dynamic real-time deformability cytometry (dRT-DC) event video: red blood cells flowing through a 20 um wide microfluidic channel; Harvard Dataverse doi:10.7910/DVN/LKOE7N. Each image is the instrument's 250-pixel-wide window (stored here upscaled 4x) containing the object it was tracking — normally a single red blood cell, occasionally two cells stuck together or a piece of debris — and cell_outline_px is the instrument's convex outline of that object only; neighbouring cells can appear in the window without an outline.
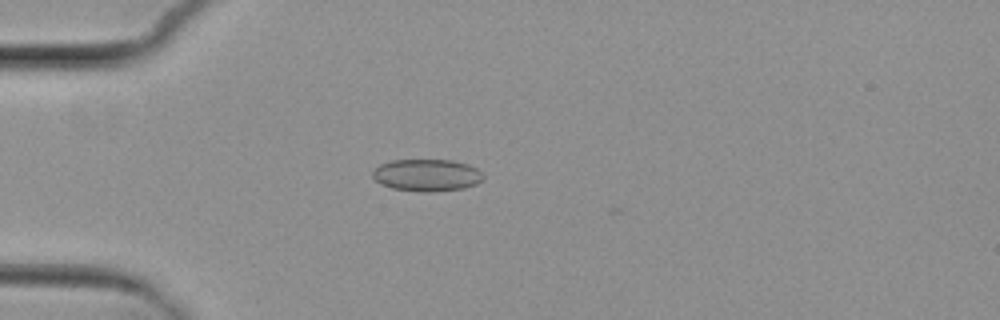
{"species": "common noctule bat (a hibernating species)", "species_latin": "Nyctalus noctula", "temperature_condition": "cold", "stored_images_in_passage": 2, "camera_frame_rate_fps": 3000, "um_per_image_px": 0.085, "animal": {"sex": "female", "body_mass_g": 29.2, "forearm_length_mm": 56.3}, "frame": {"image": 1, "passage_image": 2, "time_ms": 1.0, "image_size_px": [1000, 320], "cell_outline_px": [[484, 180], [476, 184], [464, 188], [428, 192], [420, 192], [392, 188], [376, 180], [372, 176], [372, 172], [380, 164], [392, 160], [452, 160], [468, 164], [476, 168], [484, 176]], "centroid_in_image_um": [36.31, 14.88], "position_along_channel_um": 48.7, "area_um2": 20.63}}